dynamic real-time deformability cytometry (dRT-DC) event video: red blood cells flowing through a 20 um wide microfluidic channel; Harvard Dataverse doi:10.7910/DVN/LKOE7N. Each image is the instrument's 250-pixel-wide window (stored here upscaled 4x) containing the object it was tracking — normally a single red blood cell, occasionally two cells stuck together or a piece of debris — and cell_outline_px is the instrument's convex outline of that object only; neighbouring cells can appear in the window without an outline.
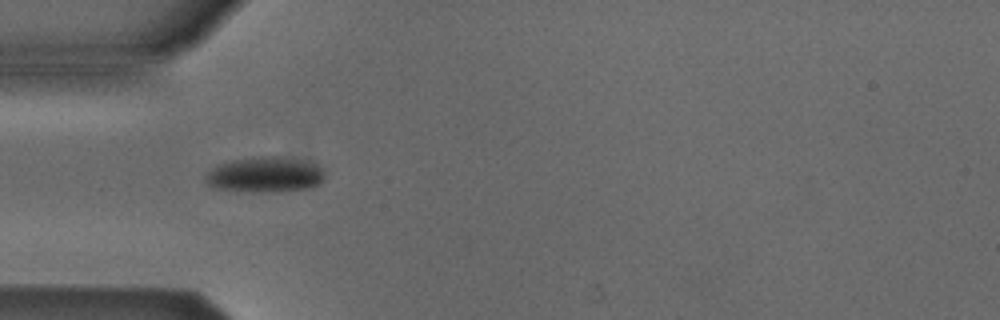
{"species": "Egyptian fruit bat (a non-hibernating species)", "species_latin": "Rousettus aegyptiacus", "temperature_condition": "cold", "stored_images_in_passage": 6, "camera_frame_rate_fps": 3000, "um_per_image_px": 0.085, "animal": {"sex": "male"}, "frame": {"image": 1, "passage_image": 4, "time_ms": 1.0, "image_size_px": [1000, 320], "cell_outline_px": [[324, 180], [320, 184], [308, 188], [280, 192], [252, 192], [216, 188], [208, 184], [204, 180], [204, 176], [216, 164], [232, 160], [252, 156], [280, 156], [312, 160], [324, 172]], "centroid_in_image_um": [22.55, 14.83], "position_along_channel_um": 62.4, "area_um2": 25.32}}
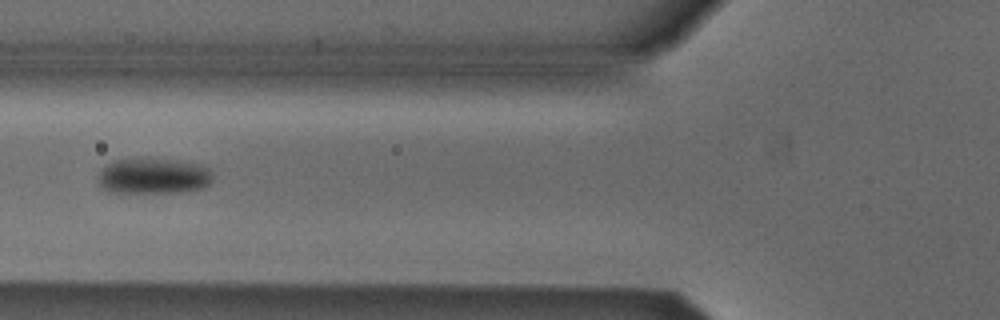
{"frame": {"image": 2, "passage_image": 5, "time_ms": 1.333, "image_size_px": [1000, 320], "cell_outline_px": [[212, 180], [208, 184], [200, 188], [184, 192], [108, 192], [96, 180], [96, 176], [108, 164], [116, 160], [176, 160], [196, 164], [208, 168], [212, 176]], "centroid_in_image_um": [13.02, 14.99], "position_along_channel_um": 112.8, "area_um2": 23.29}}
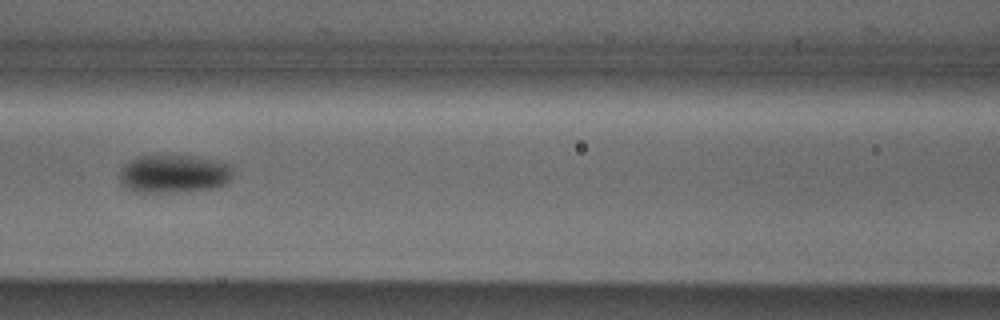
{"frame": {"image": 3, "passage_image": 6, "time_ms": 1.667, "image_size_px": [1000, 320], "cell_outline_px": [[232, 176], [224, 184], [212, 188], [168, 192], [136, 192], [120, 184], [120, 172], [128, 160], [136, 156], [192, 156], [212, 160], [228, 164], [232, 168]], "centroid_in_image_um": [14.73, 14.77], "position_along_channel_um": 151.9, "area_um2": 24.85}}